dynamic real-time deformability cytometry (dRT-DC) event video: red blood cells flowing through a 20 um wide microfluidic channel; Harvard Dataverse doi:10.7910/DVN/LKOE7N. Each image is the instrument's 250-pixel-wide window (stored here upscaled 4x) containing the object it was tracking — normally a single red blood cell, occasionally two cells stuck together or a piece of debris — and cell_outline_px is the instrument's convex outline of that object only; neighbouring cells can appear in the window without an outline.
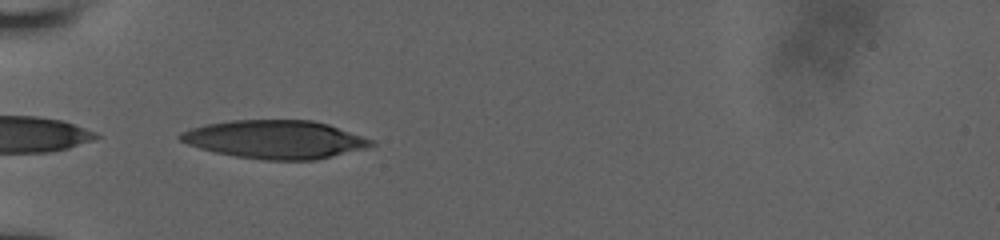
{"species": "human", "species_latin": "Homo sapiens", "temperature_condition": "room temperature", "stored_images_in_passage": 42, "camera_frame_rate_fps": 3000, "um_per_image_px": 0.085, "donor": {"sex": "male"}, "frame": {"image": 1, "passage_image": 1, "time_ms": 0.0, "image_size_px": [1000, 240], "cell_outline_px": [[376, 144], [364, 148], [316, 160], [264, 160], [236, 156], [216, 152], [200, 148], [188, 144], [180, 140], [176, 136], [180, 132], [204, 124], [232, 120], [312, 120], [328, 124], [376, 140]], "centroid_in_image_um": [23.39, 11.84], "position_along_channel_um": 61.6, "area_um2": 42.6}}
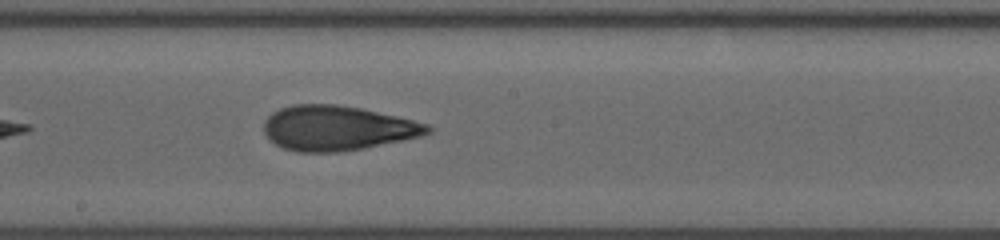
{"frame": {"image": 2, "passage_image": 14, "time_ms": 4.333, "image_size_px": [1000, 240], "cell_outline_px": [[432, 132], [420, 136], [364, 148], [336, 152], [296, 152], [284, 148], [276, 144], [264, 132], [264, 120], [272, 112], [280, 108], [292, 104], [336, 104], [360, 108], [396, 116], [428, 124], [432, 128]], "centroid_in_image_um": [28.65, 10.88], "position_along_channel_um": 219.6, "area_um2": 42.54}}
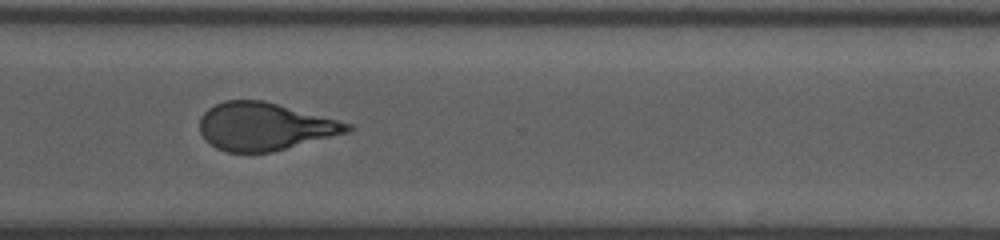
{"frame": {"image": 3, "passage_image": 24, "time_ms": 7.667, "image_size_px": [1000, 240], "cell_outline_px": [[352, 128], [348, 132], [272, 152], [228, 152], [216, 148], [200, 132], [200, 116], [208, 108], [224, 100], [264, 100], [352, 124]], "centroid_in_image_um": [22.47, 10.74], "position_along_channel_um": 348.1, "area_um2": 40.63}, "authors_computed_cell_mechanics": {"area_um2": 42.0206, "velocity_mm_per_s": 3.8727, "shape_relaxation_time_tau1_ms": 5.4418, "shape_relaxation_time_tau2_ms": 2.0923, "deformation_change_tau1": 0.1832, "deformation_change_tau2": 0.1101}}